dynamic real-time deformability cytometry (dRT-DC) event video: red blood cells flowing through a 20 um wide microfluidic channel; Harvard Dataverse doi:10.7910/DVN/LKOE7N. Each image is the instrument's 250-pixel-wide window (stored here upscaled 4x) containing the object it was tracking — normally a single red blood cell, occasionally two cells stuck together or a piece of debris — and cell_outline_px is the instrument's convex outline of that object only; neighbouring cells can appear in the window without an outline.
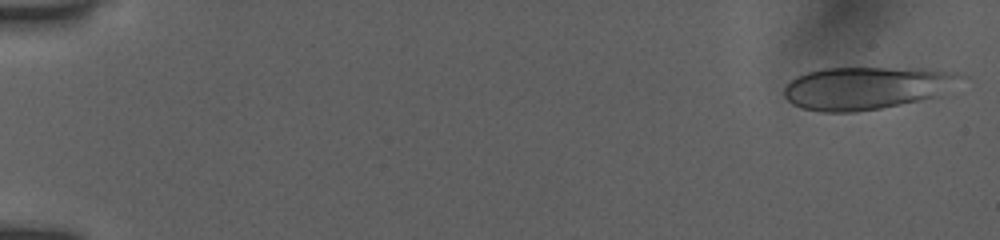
{"species": "human", "species_latin": "Homo sapiens", "temperature_condition": "room temperature", "stored_images_in_passage": 43, "camera_frame_rate_fps": 3000, "um_per_image_px": 0.085, "donor": {"sex": "female"}, "frame": {"image": 1, "passage_image": 2, "time_ms": 0.333, "image_size_px": [1000, 240], "cell_outline_px": [[968, 76], [940, 96], [880, 108], [856, 112], [824, 112], [804, 108], [792, 104], [784, 96], [784, 88], [796, 76], [808, 72], [824, 68], [884, 68], [956, 72]], "centroid_in_image_um": [73.65, 7.48], "position_along_channel_um": 11.4, "area_um2": 43.52}}
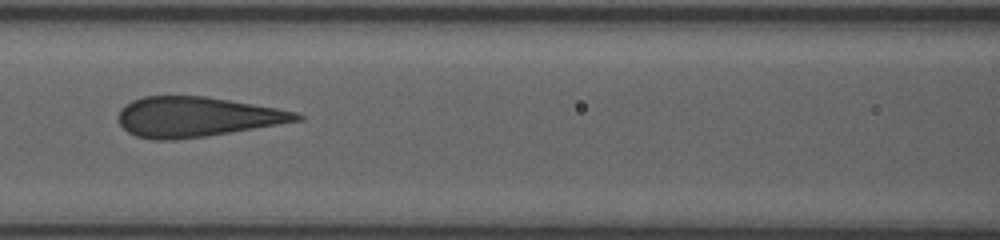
{"frame": {"image": 2, "passage_image": 25, "time_ms": 8.0, "image_size_px": [1000, 240], "cell_outline_px": [[304, 120], [204, 136], [172, 140], [152, 140], [136, 136], [128, 132], [120, 124], [120, 108], [124, 104], [132, 100], [144, 96], [204, 96], [276, 108], [296, 112], [304, 116]], "centroid_in_image_um": [16.69, 9.93], "position_along_channel_um": 149.9, "area_um2": 41.1}}
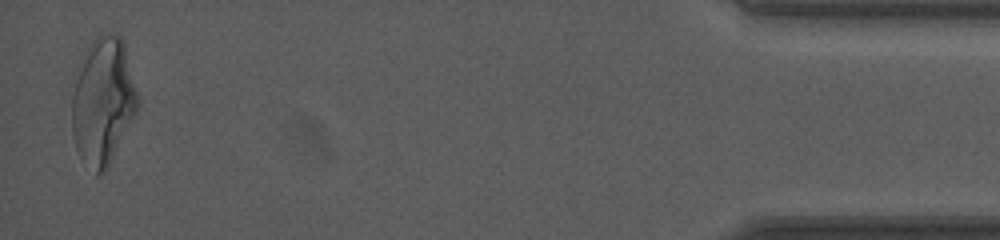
{"frame": {"image": 3, "passage_image": 43, "time_ms": 14.0, "image_size_px": [1000, 240], "cell_outline_px": [[140, 104], [136, 112], [104, 172], [96, 172], [80, 156], [76, 148], [72, 136], [72, 72], [84, 52], [92, 40], [96, 36], [108, 32], [116, 32], [124, 40]], "centroid_in_image_um": [8.71, 8.47], "position_along_channel_um": 426.5, "area_um2": 49.01}, "authors_computed_cell_mechanics": {"area_um2": 42.0206, "velocity_mm_per_s": 3.9272, "shape_relaxation_time_tau1_ms": 5.0756, "shape_relaxation_time_tau2_ms": 0.5659, "deformation_change_tau1": 0.1944, "deformation_change_tau2": 0.0836}}